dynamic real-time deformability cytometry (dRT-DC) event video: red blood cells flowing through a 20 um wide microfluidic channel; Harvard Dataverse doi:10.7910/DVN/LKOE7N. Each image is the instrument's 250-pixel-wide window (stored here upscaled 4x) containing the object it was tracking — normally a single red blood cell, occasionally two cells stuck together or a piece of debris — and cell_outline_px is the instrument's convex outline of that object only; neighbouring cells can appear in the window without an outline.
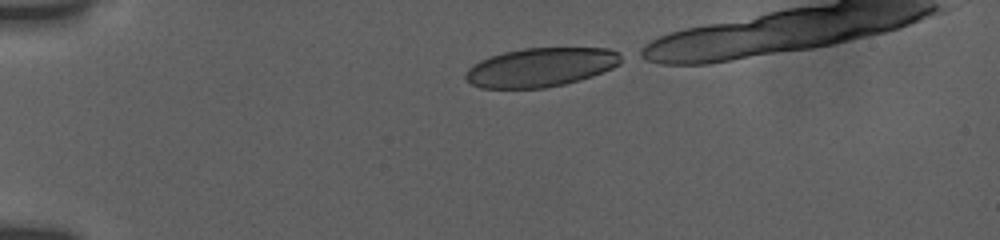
{"species": "human", "species_latin": "Homo sapiens", "temperature_condition": "room temperature", "stored_images_in_passage": 10, "camera_frame_rate_fps": 3000, "um_per_image_px": 0.085, "donor": {"sex": "female"}, "frame": {"image": 1, "passage_image": 1, "time_ms": 0.0, "image_size_px": [1000, 240], "cell_outline_px": [[628, 56], [620, 64], [612, 68], [592, 76], [564, 84], [544, 88], [480, 88], [472, 84], [464, 76], [464, 72], [472, 64], [488, 56], [504, 52], [524, 48], [608, 48], [620, 52]], "centroid_in_image_um": [46.0, 5.7], "position_along_channel_um": 39.0, "area_um2": 35.66}}